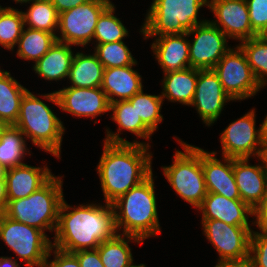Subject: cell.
<instances>
[{
  "instance_id": "obj_38",
  "label": "cell",
  "mask_w": 267,
  "mask_h": 267,
  "mask_svg": "<svg viewBox=\"0 0 267 267\" xmlns=\"http://www.w3.org/2000/svg\"><path fill=\"white\" fill-rule=\"evenodd\" d=\"M252 30L259 35L267 26V0H246Z\"/></svg>"
},
{
  "instance_id": "obj_25",
  "label": "cell",
  "mask_w": 267,
  "mask_h": 267,
  "mask_svg": "<svg viewBox=\"0 0 267 267\" xmlns=\"http://www.w3.org/2000/svg\"><path fill=\"white\" fill-rule=\"evenodd\" d=\"M163 75L161 87L163 88L161 92L163 100L190 106L195 95L198 69L189 67Z\"/></svg>"
},
{
  "instance_id": "obj_34",
  "label": "cell",
  "mask_w": 267,
  "mask_h": 267,
  "mask_svg": "<svg viewBox=\"0 0 267 267\" xmlns=\"http://www.w3.org/2000/svg\"><path fill=\"white\" fill-rule=\"evenodd\" d=\"M238 46L246 55L256 81L264 88L267 85V42L256 36L239 42Z\"/></svg>"
},
{
  "instance_id": "obj_29",
  "label": "cell",
  "mask_w": 267,
  "mask_h": 267,
  "mask_svg": "<svg viewBox=\"0 0 267 267\" xmlns=\"http://www.w3.org/2000/svg\"><path fill=\"white\" fill-rule=\"evenodd\" d=\"M26 144L25 135L17 127L4 126L0 131V163L7 169L25 164V156H31Z\"/></svg>"
},
{
  "instance_id": "obj_2",
  "label": "cell",
  "mask_w": 267,
  "mask_h": 267,
  "mask_svg": "<svg viewBox=\"0 0 267 267\" xmlns=\"http://www.w3.org/2000/svg\"><path fill=\"white\" fill-rule=\"evenodd\" d=\"M97 164L105 203H112L152 173V152L140 143H103Z\"/></svg>"
},
{
  "instance_id": "obj_8",
  "label": "cell",
  "mask_w": 267,
  "mask_h": 267,
  "mask_svg": "<svg viewBox=\"0 0 267 267\" xmlns=\"http://www.w3.org/2000/svg\"><path fill=\"white\" fill-rule=\"evenodd\" d=\"M0 239L26 267H45L52 247L49 235L0 213Z\"/></svg>"
},
{
  "instance_id": "obj_23",
  "label": "cell",
  "mask_w": 267,
  "mask_h": 267,
  "mask_svg": "<svg viewBox=\"0 0 267 267\" xmlns=\"http://www.w3.org/2000/svg\"><path fill=\"white\" fill-rule=\"evenodd\" d=\"M135 65L137 61L125 67L104 69L101 89L109 103L129 100L143 89L142 76L133 68Z\"/></svg>"
},
{
  "instance_id": "obj_47",
  "label": "cell",
  "mask_w": 267,
  "mask_h": 267,
  "mask_svg": "<svg viewBox=\"0 0 267 267\" xmlns=\"http://www.w3.org/2000/svg\"><path fill=\"white\" fill-rule=\"evenodd\" d=\"M261 127V138L263 143H267V114L262 122L260 124Z\"/></svg>"
},
{
  "instance_id": "obj_4",
  "label": "cell",
  "mask_w": 267,
  "mask_h": 267,
  "mask_svg": "<svg viewBox=\"0 0 267 267\" xmlns=\"http://www.w3.org/2000/svg\"><path fill=\"white\" fill-rule=\"evenodd\" d=\"M153 176L152 173L111 203L118 234L134 236L144 242L161 233Z\"/></svg>"
},
{
  "instance_id": "obj_36",
  "label": "cell",
  "mask_w": 267,
  "mask_h": 267,
  "mask_svg": "<svg viewBox=\"0 0 267 267\" xmlns=\"http://www.w3.org/2000/svg\"><path fill=\"white\" fill-rule=\"evenodd\" d=\"M93 45L95 46L93 47L94 53L104 69L125 67L133 65L137 61L124 41Z\"/></svg>"
},
{
  "instance_id": "obj_51",
  "label": "cell",
  "mask_w": 267,
  "mask_h": 267,
  "mask_svg": "<svg viewBox=\"0 0 267 267\" xmlns=\"http://www.w3.org/2000/svg\"><path fill=\"white\" fill-rule=\"evenodd\" d=\"M134 267H146L145 264H138V265H135Z\"/></svg>"
},
{
  "instance_id": "obj_35",
  "label": "cell",
  "mask_w": 267,
  "mask_h": 267,
  "mask_svg": "<svg viewBox=\"0 0 267 267\" xmlns=\"http://www.w3.org/2000/svg\"><path fill=\"white\" fill-rule=\"evenodd\" d=\"M24 28L22 10L0 5V45L13 51Z\"/></svg>"
},
{
  "instance_id": "obj_41",
  "label": "cell",
  "mask_w": 267,
  "mask_h": 267,
  "mask_svg": "<svg viewBox=\"0 0 267 267\" xmlns=\"http://www.w3.org/2000/svg\"><path fill=\"white\" fill-rule=\"evenodd\" d=\"M254 225L256 228L267 232V194L262 203L254 210Z\"/></svg>"
},
{
  "instance_id": "obj_46",
  "label": "cell",
  "mask_w": 267,
  "mask_h": 267,
  "mask_svg": "<svg viewBox=\"0 0 267 267\" xmlns=\"http://www.w3.org/2000/svg\"><path fill=\"white\" fill-rule=\"evenodd\" d=\"M0 267H20L14 257L0 256Z\"/></svg>"
},
{
  "instance_id": "obj_21",
  "label": "cell",
  "mask_w": 267,
  "mask_h": 267,
  "mask_svg": "<svg viewBox=\"0 0 267 267\" xmlns=\"http://www.w3.org/2000/svg\"><path fill=\"white\" fill-rule=\"evenodd\" d=\"M111 120L118 125L117 132H113L109 128L106 129V136L103 141L108 143H140L151 147L150 140L154 134L138 117L135 106H132L129 100L117 101L110 103ZM121 131H128L136 136V139L143 138L147 142L137 140L128 141L126 138L120 137ZM120 132V133H119ZM138 137V138H137Z\"/></svg>"
},
{
  "instance_id": "obj_12",
  "label": "cell",
  "mask_w": 267,
  "mask_h": 267,
  "mask_svg": "<svg viewBox=\"0 0 267 267\" xmlns=\"http://www.w3.org/2000/svg\"><path fill=\"white\" fill-rule=\"evenodd\" d=\"M256 109L232 121L221 133L222 157L255 158L262 145L261 127H256Z\"/></svg>"
},
{
  "instance_id": "obj_10",
  "label": "cell",
  "mask_w": 267,
  "mask_h": 267,
  "mask_svg": "<svg viewBox=\"0 0 267 267\" xmlns=\"http://www.w3.org/2000/svg\"><path fill=\"white\" fill-rule=\"evenodd\" d=\"M213 70L218 75L223 90L235 102L252 98L261 90L246 55L238 45L230 48Z\"/></svg>"
},
{
  "instance_id": "obj_33",
  "label": "cell",
  "mask_w": 267,
  "mask_h": 267,
  "mask_svg": "<svg viewBox=\"0 0 267 267\" xmlns=\"http://www.w3.org/2000/svg\"><path fill=\"white\" fill-rule=\"evenodd\" d=\"M132 106H135L138 117L154 133L159 128L158 125L163 122L161 114L163 98L161 94L152 95L144 93L143 89L129 99Z\"/></svg>"
},
{
  "instance_id": "obj_6",
  "label": "cell",
  "mask_w": 267,
  "mask_h": 267,
  "mask_svg": "<svg viewBox=\"0 0 267 267\" xmlns=\"http://www.w3.org/2000/svg\"><path fill=\"white\" fill-rule=\"evenodd\" d=\"M152 1L139 31L143 36L184 34L208 20L199 19V10L208 7V0Z\"/></svg>"
},
{
  "instance_id": "obj_18",
  "label": "cell",
  "mask_w": 267,
  "mask_h": 267,
  "mask_svg": "<svg viewBox=\"0 0 267 267\" xmlns=\"http://www.w3.org/2000/svg\"><path fill=\"white\" fill-rule=\"evenodd\" d=\"M250 158H233V172L241 200L255 210L267 194V173ZM250 163V164H249Z\"/></svg>"
},
{
  "instance_id": "obj_37",
  "label": "cell",
  "mask_w": 267,
  "mask_h": 267,
  "mask_svg": "<svg viewBox=\"0 0 267 267\" xmlns=\"http://www.w3.org/2000/svg\"><path fill=\"white\" fill-rule=\"evenodd\" d=\"M249 258L251 267H267V232L252 231Z\"/></svg>"
},
{
  "instance_id": "obj_39",
  "label": "cell",
  "mask_w": 267,
  "mask_h": 267,
  "mask_svg": "<svg viewBox=\"0 0 267 267\" xmlns=\"http://www.w3.org/2000/svg\"><path fill=\"white\" fill-rule=\"evenodd\" d=\"M53 259L49 261L51 254ZM45 267H81L77 257L73 253L61 251L51 247L45 262Z\"/></svg>"
},
{
  "instance_id": "obj_7",
  "label": "cell",
  "mask_w": 267,
  "mask_h": 267,
  "mask_svg": "<svg viewBox=\"0 0 267 267\" xmlns=\"http://www.w3.org/2000/svg\"><path fill=\"white\" fill-rule=\"evenodd\" d=\"M175 139L184 151L177 149L173 154V164L161 167L163 175L177 196L197 209L207 196L202 148L190 145L178 137Z\"/></svg>"
},
{
  "instance_id": "obj_13",
  "label": "cell",
  "mask_w": 267,
  "mask_h": 267,
  "mask_svg": "<svg viewBox=\"0 0 267 267\" xmlns=\"http://www.w3.org/2000/svg\"><path fill=\"white\" fill-rule=\"evenodd\" d=\"M188 36L189 39V60L190 67L206 70L213 69L219 60L231 48L228 44V37L209 20L197 25Z\"/></svg>"
},
{
  "instance_id": "obj_43",
  "label": "cell",
  "mask_w": 267,
  "mask_h": 267,
  "mask_svg": "<svg viewBox=\"0 0 267 267\" xmlns=\"http://www.w3.org/2000/svg\"><path fill=\"white\" fill-rule=\"evenodd\" d=\"M213 267H251V262L249 257L240 260H217Z\"/></svg>"
},
{
  "instance_id": "obj_26",
  "label": "cell",
  "mask_w": 267,
  "mask_h": 267,
  "mask_svg": "<svg viewBox=\"0 0 267 267\" xmlns=\"http://www.w3.org/2000/svg\"><path fill=\"white\" fill-rule=\"evenodd\" d=\"M104 66L93 52L85 54L76 52L69 70L68 80L70 86L75 88L101 87L103 81Z\"/></svg>"
},
{
  "instance_id": "obj_30",
  "label": "cell",
  "mask_w": 267,
  "mask_h": 267,
  "mask_svg": "<svg viewBox=\"0 0 267 267\" xmlns=\"http://www.w3.org/2000/svg\"><path fill=\"white\" fill-rule=\"evenodd\" d=\"M57 41L56 35L42 30L23 28L17 42L16 56L36 63ZM35 61V62H34Z\"/></svg>"
},
{
  "instance_id": "obj_24",
  "label": "cell",
  "mask_w": 267,
  "mask_h": 267,
  "mask_svg": "<svg viewBox=\"0 0 267 267\" xmlns=\"http://www.w3.org/2000/svg\"><path fill=\"white\" fill-rule=\"evenodd\" d=\"M72 45L56 41L48 52L33 64L35 74L48 81L68 78L75 53Z\"/></svg>"
},
{
  "instance_id": "obj_44",
  "label": "cell",
  "mask_w": 267,
  "mask_h": 267,
  "mask_svg": "<svg viewBox=\"0 0 267 267\" xmlns=\"http://www.w3.org/2000/svg\"><path fill=\"white\" fill-rule=\"evenodd\" d=\"M7 205L6 180H0V213L4 211Z\"/></svg>"
},
{
  "instance_id": "obj_27",
  "label": "cell",
  "mask_w": 267,
  "mask_h": 267,
  "mask_svg": "<svg viewBox=\"0 0 267 267\" xmlns=\"http://www.w3.org/2000/svg\"><path fill=\"white\" fill-rule=\"evenodd\" d=\"M27 91L9 71L0 67V121L5 126L15 125L22 97Z\"/></svg>"
},
{
  "instance_id": "obj_22",
  "label": "cell",
  "mask_w": 267,
  "mask_h": 267,
  "mask_svg": "<svg viewBox=\"0 0 267 267\" xmlns=\"http://www.w3.org/2000/svg\"><path fill=\"white\" fill-rule=\"evenodd\" d=\"M54 174L43 167L23 164L9 168L6 174L7 200L26 198L42 187Z\"/></svg>"
},
{
  "instance_id": "obj_50",
  "label": "cell",
  "mask_w": 267,
  "mask_h": 267,
  "mask_svg": "<svg viewBox=\"0 0 267 267\" xmlns=\"http://www.w3.org/2000/svg\"><path fill=\"white\" fill-rule=\"evenodd\" d=\"M16 4L20 3V5L24 4V2L29 1V0H13Z\"/></svg>"
},
{
  "instance_id": "obj_20",
  "label": "cell",
  "mask_w": 267,
  "mask_h": 267,
  "mask_svg": "<svg viewBox=\"0 0 267 267\" xmlns=\"http://www.w3.org/2000/svg\"><path fill=\"white\" fill-rule=\"evenodd\" d=\"M143 38L145 40L154 38L151 49L163 73L175 72L190 67L189 36L187 33L143 36Z\"/></svg>"
},
{
  "instance_id": "obj_32",
  "label": "cell",
  "mask_w": 267,
  "mask_h": 267,
  "mask_svg": "<svg viewBox=\"0 0 267 267\" xmlns=\"http://www.w3.org/2000/svg\"><path fill=\"white\" fill-rule=\"evenodd\" d=\"M116 5L112 3L99 17L95 27L92 44L124 41L129 31L118 16L114 15Z\"/></svg>"
},
{
  "instance_id": "obj_19",
  "label": "cell",
  "mask_w": 267,
  "mask_h": 267,
  "mask_svg": "<svg viewBox=\"0 0 267 267\" xmlns=\"http://www.w3.org/2000/svg\"><path fill=\"white\" fill-rule=\"evenodd\" d=\"M196 210L202 214L201 219L221 220L234 226H254V221L249 220V217H254V210L241 199H228L217 193H207Z\"/></svg>"
},
{
  "instance_id": "obj_15",
  "label": "cell",
  "mask_w": 267,
  "mask_h": 267,
  "mask_svg": "<svg viewBox=\"0 0 267 267\" xmlns=\"http://www.w3.org/2000/svg\"><path fill=\"white\" fill-rule=\"evenodd\" d=\"M207 8L216 18L209 21L229 39L241 42L258 36L252 30L246 0H208Z\"/></svg>"
},
{
  "instance_id": "obj_45",
  "label": "cell",
  "mask_w": 267,
  "mask_h": 267,
  "mask_svg": "<svg viewBox=\"0 0 267 267\" xmlns=\"http://www.w3.org/2000/svg\"><path fill=\"white\" fill-rule=\"evenodd\" d=\"M257 159L267 173V143H262Z\"/></svg>"
},
{
  "instance_id": "obj_16",
  "label": "cell",
  "mask_w": 267,
  "mask_h": 267,
  "mask_svg": "<svg viewBox=\"0 0 267 267\" xmlns=\"http://www.w3.org/2000/svg\"><path fill=\"white\" fill-rule=\"evenodd\" d=\"M59 108L74 117L97 118L110 112V103L101 87H63L56 90Z\"/></svg>"
},
{
  "instance_id": "obj_31",
  "label": "cell",
  "mask_w": 267,
  "mask_h": 267,
  "mask_svg": "<svg viewBox=\"0 0 267 267\" xmlns=\"http://www.w3.org/2000/svg\"><path fill=\"white\" fill-rule=\"evenodd\" d=\"M30 4L24 16V26L31 29L42 30L57 36L59 25V13L50 0H29Z\"/></svg>"
},
{
  "instance_id": "obj_1",
  "label": "cell",
  "mask_w": 267,
  "mask_h": 267,
  "mask_svg": "<svg viewBox=\"0 0 267 267\" xmlns=\"http://www.w3.org/2000/svg\"><path fill=\"white\" fill-rule=\"evenodd\" d=\"M52 246L68 253L96 249L118 234L115 212L110 203L70 206L62 201Z\"/></svg>"
},
{
  "instance_id": "obj_14",
  "label": "cell",
  "mask_w": 267,
  "mask_h": 267,
  "mask_svg": "<svg viewBox=\"0 0 267 267\" xmlns=\"http://www.w3.org/2000/svg\"><path fill=\"white\" fill-rule=\"evenodd\" d=\"M231 101L233 102L223 90L218 75L213 69H198L195 95L190 106L195 107L199 118L206 126H213L226 103Z\"/></svg>"
},
{
  "instance_id": "obj_11",
  "label": "cell",
  "mask_w": 267,
  "mask_h": 267,
  "mask_svg": "<svg viewBox=\"0 0 267 267\" xmlns=\"http://www.w3.org/2000/svg\"><path fill=\"white\" fill-rule=\"evenodd\" d=\"M201 224L206 240L219 255L218 260L249 257L252 226H234L214 219H201Z\"/></svg>"
},
{
  "instance_id": "obj_52",
  "label": "cell",
  "mask_w": 267,
  "mask_h": 267,
  "mask_svg": "<svg viewBox=\"0 0 267 267\" xmlns=\"http://www.w3.org/2000/svg\"><path fill=\"white\" fill-rule=\"evenodd\" d=\"M5 125L0 121V131Z\"/></svg>"
},
{
  "instance_id": "obj_40",
  "label": "cell",
  "mask_w": 267,
  "mask_h": 267,
  "mask_svg": "<svg viewBox=\"0 0 267 267\" xmlns=\"http://www.w3.org/2000/svg\"><path fill=\"white\" fill-rule=\"evenodd\" d=\"M81 267H104L98 249L80 250L73 253Z\"/></svg>"
},
{
  "instance_id": "obj_48",
  "label": "cell",
  "mask_w": 267,
  "mask_h": 267,
  "mask_svg": "<svg viewBox=\"0 0 267 267\" xmlns=\"http://www.w3.org/2000/svg\"><path fill=\"white\" fill-rule=\"evenodd\" d=\"M7 168L0 163V180H5L6 179V174H7Z\"/></svg>"
},
{
  "instance_id": "obj_28",
  "label": "cell",
  "mask_w": 267,
  "mask_h": 267,
  "mask_svg": "<svg viewBox=\"0 0 267 267\" xmlns=\"http://www.w3.org/2000/svg\"><path fill=\"white\" fill-rule=\"evenodd\" d=\"M134 242L137 245L144 243L141 239L117 234L109 240H105L98 247L99 256L104 267H134L132 248L128 245Z\"/></svg>"
},
{
  "instance_id": "obj_3",
  "label": "cell",
  "mask_w": 267,
  "mask_h": 267,
  "mask_svg": "<svg viewBox=\"0 0 267 267\" xmlns=\"http://www.w3.org/2000/svg\"><path fill=\"white\" fill-rule=\"evenodd\" d=\"M37 95L29 90L24 94L20 103L19 117L14 126L37 148L61 159V145L66 129L57 114L41 100L44 98L59 106L56 92Z\"/></svg>"
},
{
  "instance_id": "obj_17",
  "label": "cell",
  "mask_w": 267,
  "mask_h": 267,
  "mask_svg": "<svg viewBox=\"0 0 267 267\" xmlns=\"http://www.w3.org/2000/svg\"><path fill=\"white\" fill-rule=\"evenodd\" d=\"M217 158V152L202 149V168L207 193L241 199L233 172V158Z\"/></svg>"
},
{
  "instance_id": "obj_9",
  "label": "cell",
  "mask_w": 267,
  "mask_h": 267,
  "mask_svg": "<svg viewBox=\"0 0 267 267\" xmlns=\"http://www.w3.org/2000/svg\"><path fill=\"white\" fill-rule=\"evenodd\" d=\"M111 4V0H91L60 13L57 41L83 48L92 43L98 19Z\"/></svg>"
},
{
  "instance_id": "obj_5",
  "label": "cell",
  "mask_w": 267,
  "mask_h": 267,
  "mask_svg": "<svg viewBox=\"0 0 267 267\" xmlns=\"http://www.w3.org/2000/svg\"><path fill=\"white\" fill-rule=\"evenodd\" d=\"M62 176L53 175L42 187L26 198L7 200L3 213L20 223L35 227L47 235L55 232L64 199Z\"/></svg>"
},
{
  "instance_id": "obj_42",
  "label": "cell",
  "mask_w": 267,
  "mask_h": 267,
  "mask_svg": "<svg viewBox=\"0 0 267 267\" xmlns=\"http://www.w3.org/2000/svg\"><path fill=\"white\" fill-rule=\"evenodd\" d=\"M89 1L91 0H50L59 14Z\"/></svg>"
},
{
  "instance_id": "obj_49",
  "label": "cell",
  "mask_w": 267,
  "mask_h": 267,
  "mask_svg": "<svg viewBox=\"0 0 267 267\" xmlns=\"http://www.w3.org/2000/svg\"><path fill=\"white\" fill-rule=\"evenodd\" d=\"M263 41L267 42V26L258 35Z\"/></svg>"
}]
</instances>
